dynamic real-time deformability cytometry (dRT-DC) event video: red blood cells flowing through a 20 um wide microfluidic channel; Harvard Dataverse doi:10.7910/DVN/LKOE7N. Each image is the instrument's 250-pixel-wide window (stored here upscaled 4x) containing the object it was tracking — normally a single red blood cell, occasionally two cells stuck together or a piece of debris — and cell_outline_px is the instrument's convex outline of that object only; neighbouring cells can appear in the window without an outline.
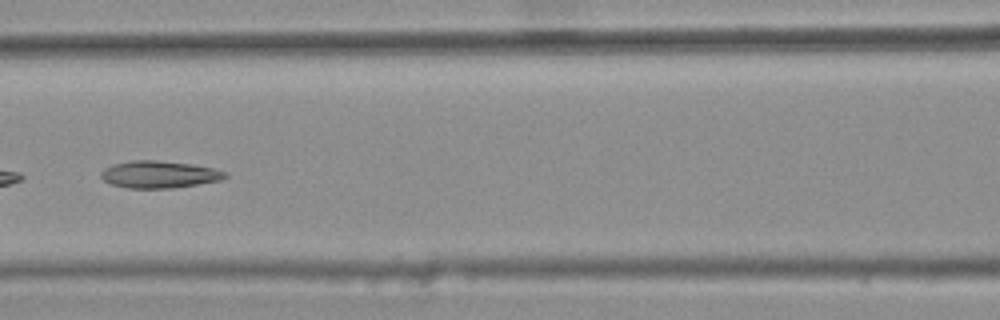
{"species": "common noctule bat (a hibernating species)", "species_latin": "Nyctalus noctula", "temperature_condition": "warm", "stored_images_in_passage": 6, "camera_frame_rate_fps": 3000, "um_per_image_px": 0.085, "animal": {"sex": "female", "body_mass_g": 25.1}, "frame": {"image": 1, "passage_image": 6, "time_ms": 1.667, "image_size_px": [1000, 320], "cell_outline_px": [[228, 176], [220, 180], [172, 188], [128, 188], [112, 184], [104, 180], [100, 176], [100, 172], [104, 168], [112, 164], [132, 160], [152, 160], [188, 164], [212, 168], [224, 172]], "centroid_in_image_um": [13.46, 14.83], "position_along_channel_um": 153.1, "area_um2": 19.31}}